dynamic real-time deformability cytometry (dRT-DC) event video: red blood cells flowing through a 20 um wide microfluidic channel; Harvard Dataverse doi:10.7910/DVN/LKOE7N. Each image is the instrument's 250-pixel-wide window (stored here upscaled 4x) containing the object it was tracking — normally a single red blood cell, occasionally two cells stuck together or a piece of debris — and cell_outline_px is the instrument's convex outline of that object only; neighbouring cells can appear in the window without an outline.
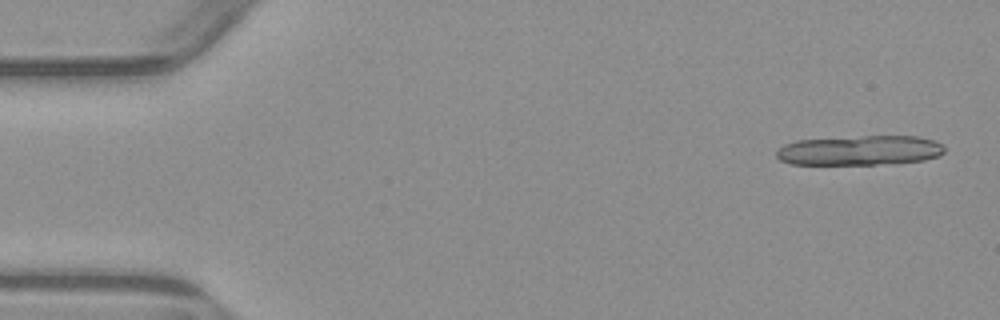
{"species": "common noctule bat (a hibernating species)", "species_latin": "Nyctalus noctula", "temperature_condition": "warm", "stored_images_in_passage": 5, "camera_frame_rate_fps": 3000, "um_per_image_px": 0.085, "animal": {"sex": "male", "body_mass_g": 23.1, "forearm_length_mm": 52.7}, "frame": {"image": 1, "passage_image": 1, "time_ms": 0.0, "image_size_px": [1000, 320], "cell_outline_px": [[944, 152], [940, 156], [924, 160], [876, 164], [792, 164], [780, 160], [776, 156], [776, 152], [784, 144], [796, 140], [864, 136], [916, 136], [936, 140], [944, 148]], "centroid_in_image_um": [73.09, 12.78], "position_along_channel_um": 11.9, "area_um2": 29.02}}
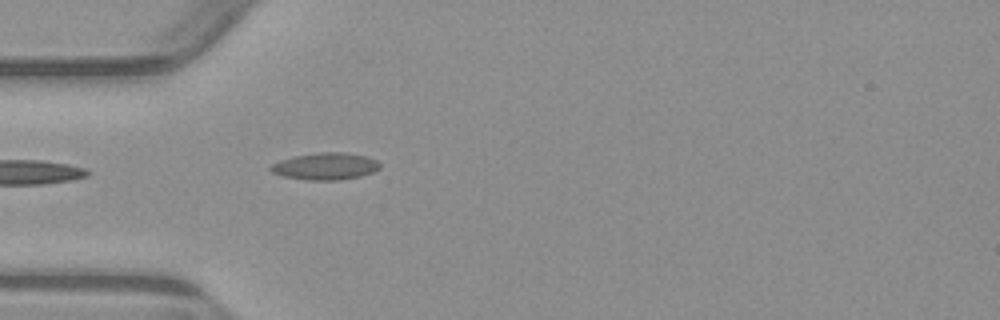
{"frame": {"image": 2, "passage_image": 5, "time_ms": 4.667, "image_size_px": [1000, 320], "cell_outline_px": [[380, 168], [372, 172], [360, 176], [340, 180], [308, 180], [284, 176], [272, 172], [268, 168], [272, 164], [280, 160], [296, 156], [320, 152], [344, 152], [364, 156], [376, 160], [380, 164]], "centroid_in_image_um": [27.65, 14.13], "position_along_channel_um": 57.3, "area_um2": 16.99}}